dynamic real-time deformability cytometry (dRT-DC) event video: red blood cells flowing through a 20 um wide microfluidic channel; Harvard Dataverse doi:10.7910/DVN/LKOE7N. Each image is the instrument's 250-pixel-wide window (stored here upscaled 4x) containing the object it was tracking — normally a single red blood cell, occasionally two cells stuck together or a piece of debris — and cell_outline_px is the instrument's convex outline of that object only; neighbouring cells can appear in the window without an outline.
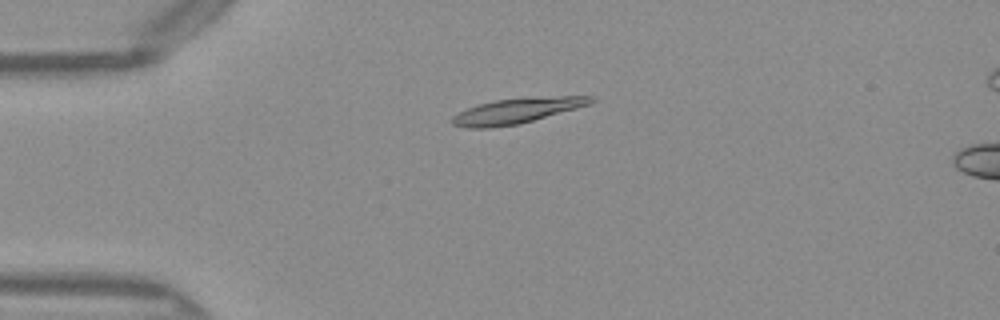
{"species": "Egyptian fruit bat (a non-hibernating species)", "species_latin": "Rousettus aegyptiacus", "temperature_condition": "warm", "stored_images_in_passage": 50, "camera_frame_rate_fps": 3000, "um_per_image_px": 0.085, "frame": {"image": 1, "passage_image": 12, "time_ms": 3.667, "image_size_px": [1000, 320], "cell_outline_px": [[596, 100], [592, 104], [520, 124], [488, 128], [468, 128], [452, 124], [448, 120], [452, 116], [476, 104], [496, 100], [560, 96], [596, 96]], "centroid_in_image_um": [43.94, 9.43], "position_along_channel_um": 41.1, "area_um2": 20.46}}
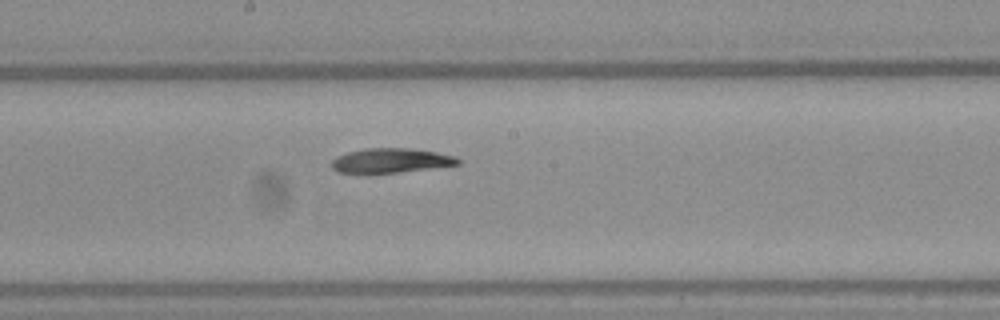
{"frame": {"image": 2, "passage_image": 27, "time_ms": 8.667, "image_size_px": [1000, 320], "cell_outline_px": [[460, 164], [396, 172], [336, 172], [332, 168], [332, 160], [336, 156], [348, 152], [364, 148], [408, 148], [436, 152], [456, 156], [460, 160]], "centroid_in_image_um": [33.21, 13.63], "position_along_channel_um": 215.0, "area_um2": 17.69}}
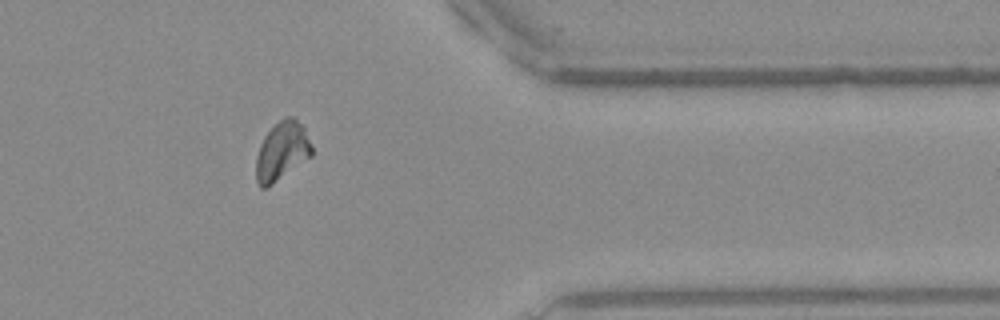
{"frame": {"image": 3, "passage_image": 41, "time_ms": 13.333, "image_size_px": [1000, 320], "cell_outline_px": [[312, 156], [268, 188], [260, 188], [256, 180], [256, 156], [260, 144], [264, 136], [284, 116], [292, 116], [304, 128], [312, 148]], "centroid_in_image_um": [23.94, 12.89], "position_along_channel_um": 387.5, "area_um2": 19.02}}